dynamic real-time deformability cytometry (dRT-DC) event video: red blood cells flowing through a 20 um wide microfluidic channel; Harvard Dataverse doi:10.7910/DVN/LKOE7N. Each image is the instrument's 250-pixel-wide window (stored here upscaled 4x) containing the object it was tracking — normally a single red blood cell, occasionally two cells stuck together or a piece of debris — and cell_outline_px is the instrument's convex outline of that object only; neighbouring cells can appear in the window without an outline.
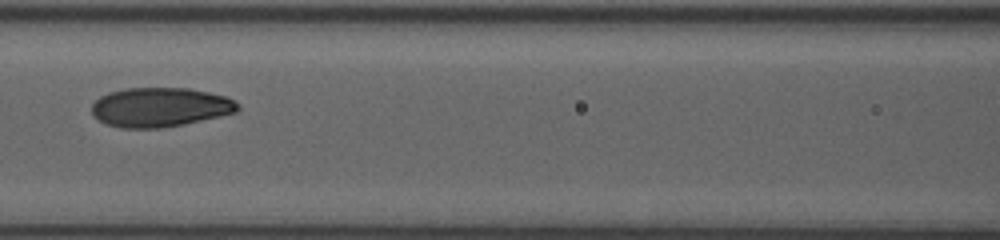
{"species": "human", "species_latin": "Homo sapiens", "temperature_condition": "room temperature", "stored_images_in_passage": 7, "camera_frame_rate_fps": 3000, "um_per_image_px": 0.085, "donor": {"sex": "female"}, "frame": {"image": 1, "passage_image": 7, "time_ms": 6.0, "image_size_px": [1000, 240], "cell_outline_px": [[240, 108], [236, 112], [220, 116], [184, 124], [160, 128], [124, 128], [108, 124], [100, 120], [92, 112], [92, 104], [100, 96], [108, 92], [124, 88], [188, 88], [228, 96], [240, 104]], "centroid_in_image_um": [13.64, 9.1], "position_along_channel_um": 153.0, "area_um2": 33.47}}